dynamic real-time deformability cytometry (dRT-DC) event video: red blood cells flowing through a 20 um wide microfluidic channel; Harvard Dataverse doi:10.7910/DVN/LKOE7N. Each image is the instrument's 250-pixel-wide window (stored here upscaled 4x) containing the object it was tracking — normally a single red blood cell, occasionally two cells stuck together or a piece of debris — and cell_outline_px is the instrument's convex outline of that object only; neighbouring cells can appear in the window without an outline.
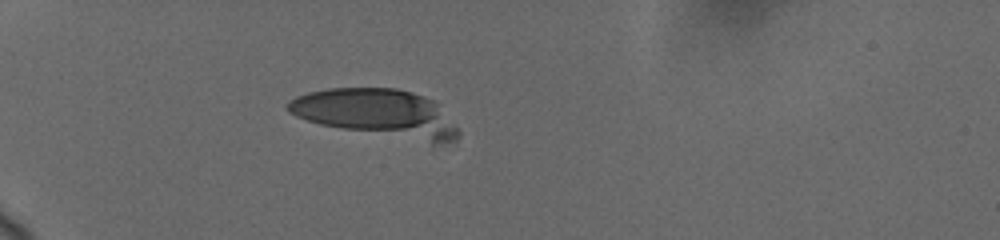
{"species": "human", "species_latin": "Homo sapiens", "temperature_condition": "cold", "stored_images_in_passage": 5, "camera_frame_rate_fps": 3000, "um_per_image_px": 0.085, "donor": {"sex": "female"}, "frame": {"image": 1, "passage_image": 1, "time_ms": 0.0, "image_size_px": [1000, 240], "cell_outline_px": [[460, 136], [456, 140], [432, 148], [320, 124], [296, 116], [288, 112], [288, 100], [296, 96], [308, 92], [328, 88], [396, 88], [412, 92], [424, 96], [432, 100], [436, 104], [460, 132]], "centroid_in_image_um": [32.13, 9.7], "position_along_channel_um": 52.9, "area_um2": 48.73}}